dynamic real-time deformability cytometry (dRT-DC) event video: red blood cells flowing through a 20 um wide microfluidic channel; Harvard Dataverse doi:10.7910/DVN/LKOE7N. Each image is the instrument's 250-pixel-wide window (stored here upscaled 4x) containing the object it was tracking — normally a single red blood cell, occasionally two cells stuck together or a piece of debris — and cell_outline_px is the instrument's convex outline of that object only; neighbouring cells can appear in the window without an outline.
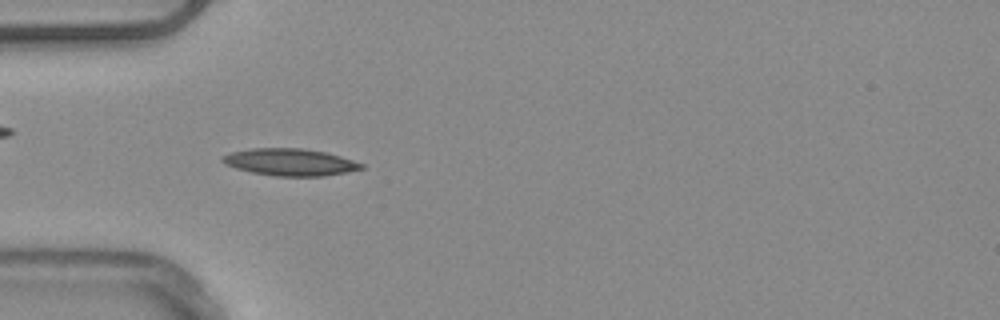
{"species": "common noctule bat (a hibernating species)", "species_latin": "Nyctalus noctula", "temperature_condition": "warm", "stored_images_in_passage": 52, "camera_frame_rate_fps": 3000, "um_per_image_px": 0.085, "animal": {"sex": "male", "body_mass_g": 20.4}, "frame": {"image": 1, "passage_image": 16, "time_ms": 5.0, "image_size_px": [1000, 320], "cell_outline_px": [[364, 168], [348, 172], [324, 176], [276, 176], [252, 172], [236, 168], [224, 164], [220, 160], [220, 156], [228, 152], [252, 148], [304, 148], [324, 152], [340, 156], [364, 164]], "centroid_in_image_um": [24.61, 13.77], "position_along_channel_um": 60.4, "area_um2": 22.02}, "authors_computed_cell_mechanics": {"area_um2": 19.8254, "velocity_mm_per_s": 3.8903, "shape_relaxation_time_tau1_ms": 6.2324, "shape_relaxation_time_tau2_ms": 8.0802, "deformation_change_tau1": 0.1721, "deformation_change_tau2": 0.1874}}